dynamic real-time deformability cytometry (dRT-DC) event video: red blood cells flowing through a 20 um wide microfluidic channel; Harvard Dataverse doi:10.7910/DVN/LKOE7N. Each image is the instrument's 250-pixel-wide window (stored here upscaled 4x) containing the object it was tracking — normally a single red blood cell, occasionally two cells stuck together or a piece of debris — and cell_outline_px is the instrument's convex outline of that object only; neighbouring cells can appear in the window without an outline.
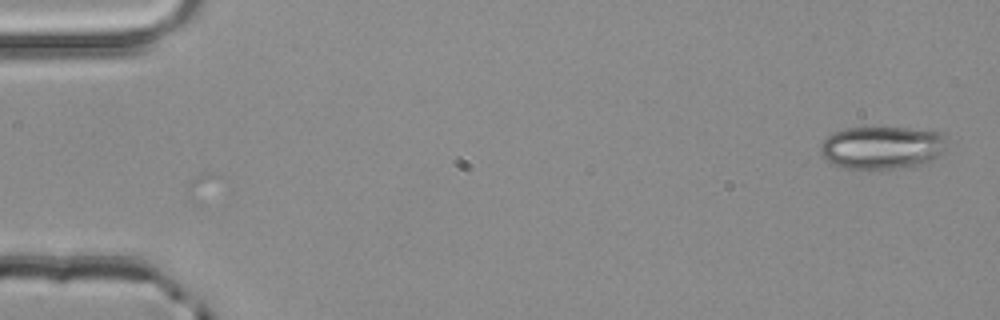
{"species": "common noctule bat (a hibernating species)", "species_latin": "Nyctalus noctula", "temperature_condition": "room temperature", "stored_images_in_passage": 4, "segment_of_instrument_passage": [2, 2], "camera_frame_rate_fps": 3000, "um_per_image_px": 0.085, "animal": {"sex": "male", "body_mass_g": 20.4}, "frame": {"image": 1, "passage_image": 4, "time_ms": 1.0, "image_size_px": [1000, 320], "cell_outline_px": [[944, 148], [928, 164], [892, 168], [848, 168], [836, 164], [828, 160], [820, 152], [820, 144], [832, 132], [844, 128], [908, 128], [944, 132]], "centroid_in_image_um": [74.97, 12.52], "position_along_channel_um": 10.0, "area_um2": 31.15}}